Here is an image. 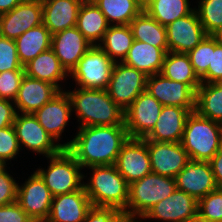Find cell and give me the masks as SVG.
Returning <instances> with one entry per match:
<instances>
[{"label": "cell", "mask_w": 222, "mask_h": 222, "mask_svg": "<svg viewBox=\"0 0 222 222\" xmlns=\"http://www.w3.org/2000/svg\"><path fill=\"white\" fill-rule=\"evenodd\" d=\"M129 135L125 126L79 127L72 140L63 143L82 168L113 165Z\"/></svg>", "instance_id": "6da1fadb"}, {"label": "cell", "mask_w": 222, "mask_h": 222, "mask_svg": "<svg viewBox=\"0 0 222 222\" xmlns=\"http://www.w3.org/2000/svg\"><path fill=\"white\" fill-rule=\"evenodd\" d=\"M79 127L125 126V112L111 99L107 89L75 88L66 91Z\"/></svg>", "instance_id": "7a4b0ae2"}, {"label": "cell", "mask_w": 222, "mask_h": 222, "mask_svg": "<svg viewBox=\"0 0 222 222\" xmlns=\"http://www.w3.org/2000/svg\"><path fill=\"white\" fill-rule=\"evenodd\" d=\"M89 182L83 183L93 206L115 207L124 211L129 199V184L115 164L92 166Z\"/></svg>", "instance_id": "3957f363"}, {"label": "cell", "mask_w": 222, "mask_h": 222, "mask_svg": "<svg viewBox=\"0 0 222 222\" xmlns=\"http://www.w3.org/2000/svg\"><path fill=\"white\" fill-rule=\"evenodd\" d=\"M192 160L210 161L222 148V124L189 114L180 142Z\"/></svg>", "instance_id": "277c9868"}, {"label": "cell", "mask_w": 222, "mask_h": 222, "mask_svg": "<svg viewBox=\"0 0 222 222\" xmlns=\"http://www.w3.org/2000/svg\"><path fill=\"white\" fill-rule=\"evenodd\" d=\"M177 189L175 178L149 173L129 185V199L123 211L128 222H138L158 202ZM138 217V218H137Z\"/></svg>", "instance_id": "5b68a950"}, {"label": "cell", "mask_w": 222, "mask_h": 222, "mask_svg": "<svg viewBox=\"0 0 222 222\" xmlns=\"http://www.w3.org/2000/svg\"><path fill=\"white\" fill-rule=\"evenodd\" d=\"M48 159L50 165L47 170L41 168L35 172L42 178L53 197L72 193L83 187V168L67 148L49 156Z\"/></svg>", "instance_id": "8992f818"}, {"label": "cell", "mask_w": 222, "mask_h": 222, "mask_svg": "<svg viewBox=\"0 0 222 222\" xmlns=\"http://www.w3.org/2000/svg\"><path fill=\"white\" fill-rule=\"evenodd\" d=\"M114 64L98 45H92L69 74L77 87L107 89Z\"/></svg>", "instance_id": "52a82bcc"}, {"label": "cell", "mask_w": 222, "mask_h": 222, "mask_svg": "<svg viewBox=\"0 0 222 222\" xmlns=\"http://www.w3.org/2000/svg\"><path fill=\"white\" fill-rule=\"evenodd\" d=\"M147 75L122 62H115L107 91L111 99L125 112L132 102L146 90Z\"/></svg>", "instance_id": "ba28073f"}, {"label": "cell", "mask_w": 222, "mask_h": 222, "mask_svg": "<svg viewBox=\"0 0 222 222\" xmlns=\"http://www.w3.org/2000/svg\"><path fill=\"white\" fill-rule=\"evenodd\" d=\"M18 143L21 146L27 147L33 152L43 154L49 157L59 153L63 147L61 143H56L55 140L41 126L36 117L29 113H17L13 123Z\"/></svg>", "instance_id": "9c48e42d"}, {"label": "cell", "mask_w": 222, "mask_h": 222, "mask_svg": "<svg viewBox=\"0 0 222 222\" xmlns=\"http://www.w3.org/2000/svg\"><path fill=\"white\" fill-rule=\"evenodd\" d=\"M163 105L146 90L126 109L124 123L130 138H144L155 126Z\"/></svg>", "instance_id": "30bf717a"}, {"label": "cell", "mask_w": 222, "mask_h": 222, "mask_svg": "<svg viewBox=\"0 0 222 222\" xmlns=\"http://www.w3.org/2000/svg\"><path fill=\"white\" fill-rule=\"evenodd\" d=\"M52 198L48 187L35 171L23 185H18L17 203L34 222L46 221Z\"/></svg>", "instance_id": "8fae6325"}, {"label": "cell", "mask_w": 222, "mask_h": 222, "mask_svg": "<svg viewBox=\"0 0 222 222\" xmlns=\"http://www.w3.org/2000/svg\"><path fill=\"white\" fill-rule=\"evenodd\" d=\"M146 91L163 106L195 108L196 91L185 83L172 81L161 73L149 75Z\"/></svg>", "instance_id": "7c38bea8"}, {"label": "cell", "mask_w": 222, "mask_h": 222, "mask_svg": "<svg viewBox=\"0 0 222 222\" xmlns=\"http://www.w3.org/2000/svg\"><path fill=\"white\" fill-rule=\"evenodd\" d=\"M115 166L129 185L151 173L147 141L129 138L120 149Z\"/></svg>", "instance_id": "4fadbf2b"}, {"label": "cell", "mask_w": 222, "mask_h": 222, "mask_svg": "<svg viewBox=\"0 0 222 222\" xmlns=\"http://www.w3.org/2000/svg\"><path fill=\"white\" fill-rule=\"evenodd\" d=\"M42 23V0H23L11 11L0 15V36L15 40Z\"/></svg>", "instance_id": "5bb4252c"}, {"label": "cell", "mask_w": 222, "mask_h": 222, "mask_svg": "<svg viewBox=\"0 0 222 222\" xmlns=\"http://www.w3.org/2000/svg\"><path fill=\"white\" fill-rule=\"evenodd\" d=\"M207 35L195 9L166 26L169 52L188 53Z\"/></svg>", "instance_id": "9a60e30c"}, {"label": "cell", "mask_w": 222, "mask_h": 222, "mask_svg": "<svg viewBox=\"0 0 222 222\" xmlns=\"http://www.w3.org/2000/svg\"><path fill=\"white\" fill-rule=\"evenodd\" d=\"M198 201L184 191L176 189L170 196L153 206L142 218L164 222H197Z\"/></svg>", "instance_id": "2e32d148"}, {"label": "cell", "mask_w": 222, "mask_h": 222, "mask_svg": "<svg viewBox=\"0 0 222 222\" xmlns=\"http://www.w3.org/2000/svg\"><path fill=\"white\" fill-rule=\"evenodd\" d=\"M151 171L161 176L175 178L190 160L180 142L147 141Z\"/></svg>", "instance_id": "e0dca14e"}, {"label": "cell", "mask_w": 222, "mask_h": 222, "mask_svg": "<svg viewBox=\"0 0 222 222\" xmlns=\"http://www.w3.org/2000/svg\"><path fill=\"white\" fill-rule=\"evenodd\" d=\"M178 190L193 196L197 201L217 189L209 161L190 159L175 177Z\"/></svg>", "instance_id": "ac0fdd59"}, {"label": "cell", "mask_w": 222, "mask_h": 222, "mask_svg": "<svg viewBox=\"0 0 222 222\" xmlns=\"http://www.w3.org/2000/svg\"><path fill=\"white\" fill-rule=\"evenodd\" d=\"M92 44L76 26L52 35L51 48L65 70L70 73Z\"/></svg>", "instance_id": "d6986e66"}, {"label": "cell", "mask_w": 222, "mask_h": 222, "mask_svg": "<svg viewBox=\"0 0 222 222\" xmlns=\"http://www.w3.org/2000/svg\"><path fill=\"white\" fill-rule=\"evenodd\" d=\"M195 108L163 106L154 128L144 137L146 141L181 142L187 118Z\"/></svg>", "instance_id": "ffe728a7"}, {"label": "cell", "mask_w": 222, "mask_h": 222, "mask_svg": "<svg viewBox=\"0 0 222 222\" xmlns=\"http://www.w3.org/2000/svg\"><path fill=\"white\" fill-rule=\"evenodd\" d=\"M72 112L70 98L67 92L62 90L33 115L46 132L58 142Z\"/></svg>", "instance_id": "44dd1931"}, {"label": "cell", "mask_w": 222, "mask_h": 222, "mask_svg": "<svg viewBox=\"0 0 222 222\" xmlns=\"http://www.w3.org/2000/svg\"><path fill=\"white\" fill-rule=\"evenodd\" d=\"M92 206L84 186L72 193L56 195L45 222H83Z\"/></svg>", "instance_id": "7402d4cb"}, {"label": "cell", "mask_w": 222, "mask_h": 222, "mask_svg": "<svg viewBox=\"0 0 222 222\" xmlns=\"http://www.w3.org/2000/svg\"><path fill=\"white\" fill-rule=\"evenodd\" d=\"M60 91L52 84L24 75L16 99L15 107L21 113L33 114L43 107Z\"/></svg>", "instance_id": "603a6c76"}, {"label": "cell", "mask_w": 222, "mask_h": 222, "mask_svg": "<svg viewBox=\"0 0 222 222\" xmlns=\"http://www.w3.org/2000/svg\"><path fill=\"white\" fill-rule=\"evenodd\" d=\"M80 0H42L43 24L53 35L76 26Z\"/></svg>", "instance_id": "cb8c5ba5"}, {"label": "cell", "mask_w": 222, "mask_h": 222, "mask_svg": "<svg viewBox=\"0 0 222 222\" xmlns=\"http://www.w3.org/2000/svg\"><path fill=\"white\" fill-rule=\"evenodd\" d=\"M25 75L54 85L62 91L59 81L66 80L69 73L62 66L52 48L43 51L24 66ZM65 78V79H64Z\"/></svg>", "instance_id": "d4e9b609"}, {"label": "cell", "mask_w": 222, "mask_h": 222, "mask_svg": "<svg viewBox=\"0 0 222 222\" xmlns=\"http://www.w3.org/2000/svg\"><path fill=\"white\" fill-rule=\"evenodd\" d=\"M165 55L166 52L159 47L134 40L122 63L149 76L161 72Z\"/></svg>", "instance_id": "484cf974"}, {"label": "cell", "mask_w": 222, "mask_h": 222, "mask_svg": "<svg viewBox=\"0 0 222 222\" xmlns=\"http://www.w3.org/2000/svg\"><path fill=\"white\" fill-rule=\"evenodd\" d=\"M52 34L42 23L15 39L19 60L24 67L37 55L51 48Z\"/></svg>", "instance_id": "4316f807"}, {"label": "cell", "mask_w": 222, "mask_h": 222, "mask_svg": "<svg viewBox=\"0 0 222 222\" xmlns=\"http://www.w3.org/2000/svg\"><path fill=\"white\" fill-rule=\"evenodd\" d=\"M109 26L106 17L94 2L82 3L76 27L92 45L102 41Z\"/></svg>", "instance_id": "83f0119b"}, {"label": "cell", "mask_w": 222, "mask_h": 222, "mask_svg": "<svg viewBox=\"0 0 222 222\" xmlns=\"http://www.w3.org/2000/svg\"><path fill=\"white\" fill-rule=\"evenodd\" d=\"M172 81H178L191 86L195 91L201 85V80L194 72L187 53L167 52L160 72Z\"/></svg>", "instance_id": "f1b7e54d"}, {"label": "cell", "mask_w": 222, "mask_h": 222, "mask_svg": "<svg viewBox=\"0 0 222 222\" xmlns=\"http://www.w3.org/2000/svg\"><path fill=\"white\" fill-rule=\"evenodd\" d=\"M130 27L134 40L159 47L166 53L169 51L166 26L161 25L145 11H142L130 22Z\"/></svg>", "instance_id": "f546056e"}, {"label": "cell", "mask_w": 222, "mask_h": 222, "mask_svg": "<svg viewBox=\"0 0 222 222\" xmlns=\"http://www.w3.org/2000/svg\"><path fill=\"white\" fill-rule=\"evenodd\" d=\"M195 111L202 117L222 124V82L201 83L196 91Z\"/></svg>", "instance_id": "4dcf8cb0"}, {"label": "cell", "mask_w": 222, "mask_h": 222, "mask_svg": "<svg viewBox=\"0 0 222 222\" xmlns=\"http://www.w3.org/2000/svg\"><path fill=\"white\" fill-rule=\"evenodd\" d=\"M133 41L134 37L130 25H114L109 26L102 41L97 45L114 62H117V60L122 62L130 50Z\"/></svg>", "instance_id": "1f68e13d"}, {"label": "cell", "mask_w": 222, "mask_h": 222, "mask_svg": "<svg viewBox=\"0 0 222 222\" xmlns=\"http://www.w3.org/2000/svg\"><path fill=\"white\" fill-rule=\"evenodd\" d=\"M110 26L130 25L142 10L135 0H94ZM115 23V24H114Z\"/></svg>", "instance_id": "d6a6232c"}, {"label": "cell", "mask_w": 222, "mask_h": 222, "mask_svg": "<svg viewBox=\"0 0 222 222\" xmlns=\"http://www.w3.org/2000/svg\"><path fill=\"white\" fill-rule=\"evenodd\" d=\"M193 10L194 8H190L189 0H155L145 12L161 25L167 26Z\"/></svg>", "instance_id": "836d02e7"}, {"label": "cell", "mask_w": 222, "mask_h": 222, "mask_svg": "<svg viewBox=\"0 0 222 222\" xmlns=\"http://www.w3.org/2000/svg\"><path fill=\"white\" fill-rule=\"evenodd\" d=\"M197 222H222V188L198 200Z\"/></svg>", "instance_id": "e575fe53"}, {"label": "cell", "mask_w": 222, "mask_h": 222, "mask_svg": "<svg viewBox=\"0 0 222 222\" xmlns=\"http://www.w3.org/2000/svg\"><path fill=\"white\" fill-rule=\"evenodd\" d=\"M195 8L199 20L208 35L222 26V0H200Z\"/></svg>", "instance_id": "d590c367"}, {"label": "cell", "mask_w": 222, "mask_h": 222, "mask_svg": "<svg viewBox=\"0 0 222 222\" xmlns=\"http://www.w3.org/2000/svg\"><path fill=\"white\" fill-rule=\"evenodd\" d=\"M214 51V37L207 35L193 50L189 51L190 62L194 72L201 78L208 70Z\"/></svg>", "instance_id": "8d00e7d4"}, {"label": "cell", "mask_w": 222, "mask_h": 222, "mask_svg": "<svg viewBox=\"0 0 222 222\" xmlns=\"http://www.w3.org/2000/svg\"><path fill=\"white\" fill-rule=\"evenodd\" d=\"M7 70H24V67L19 60L15 40L0 36V72Z\"/></svg>", "instance_id": "74e56055"}, {"label": "cell", "mask_w": 222, "mask_h": 222, "mask_svg": "<svg viewBox=\"0 0 222 222\" xmlns=\"http://www.w3.org/2000/svg\"><path fill=\"white\" fill-rule=\"evenodd\" d=\"M24 75V70L0 72V99H7L14 102Z\"/></svg>", "instance_id": "f35d334b"}, {"label": "cell", "mask_w": 222, "mask_h": 222, "mask_svg": "<svg viewBox=\"0 0 222 222\" xmlns=\"http://www.w3.org/2000/svg\"><path fill=\"white\" fill-rule=\"evenodd\" d=\"M20 146L16 136L14 126H8L0 129V160L6 164V161L12 160L19 154Z\"/></svg>", "instance_id": "ab89813d"}, {"label": "cell", "mask_w": 222, "mask_h": 222, "mask_svg": "<svg viewBox=\"0 0 222 222\" xmlns=\"http://www.w3.org/2000/svg\"><path fill=\"white\" fill-rule=\"evenodd\" d=\"M83 222H128L122 210L115 207L92 206Z\"/></svg>", "instance_id": "60d3db41"}, {"label": "cell", "mask_w": 222, "mask_h": 222, "mask_svg": "<svg viewBox=\"0 0 222 222\" xmlns=\"http://www.w3.org/2000/svg\"><path fill=\"white\" fill-rule=\"evenodd\" d=\"M201 83L222 82V44L214 38V51L207 72L200 78Z\"/></svg>", "instance_id": "b9f144b4"}, {"label": "cell", "mask_w": 222, "mask_h": 222, "mask_svg": "<svg viewBox=\"0 0 222 222\" xmlns=\"http://www.w3.org/2000/svg\"><path fill=\"white\" fill-rule=\"evenodd\" d=\"M7 166L0 170V206L17 202L18 184L6 171Z\"/></svg>", "instance_id": "7bdbcfd3"}, {"label": "cell", "mask_w": 222, "mask_h": 222, "mask_svg": "<svg viewBox=\"0 0 222 222\" xmlns=\"http://www.w3.org/2000/svg\"><path fill=\"white\" fill-rule=\"evenodd\" d=\"M0 222H34L17 203L0 206Z\"/></svg>", "instance_id": "ee69618b"}, {"label": "cell", "mask_w": 222, "mask_h": 222, "mask_svg": "<svg viewBox=\"0 0 222 222\" xmlns=\"http://www.w3.org/2000/svg\"><path fill=\"white\" fill-rule=\"evenodd\" d=\"M13 101L7 99H0V129L12 126L17 110Z\"/></svg>", "instance_id": "f6af8a7d"}, {"label": "cell", "mask_w": 222, "mask_h": 222, "mask_svg": "<svg viewBox=\"0 0 222 222\" xmlns=\"http://www.w3.org/2000/svg\"><path fill=\"white\" fill-rule=\"evenodd\" d=\"M215 182L218 188H222V148L217 154L209 161Z\"/></svg>", "instance_id": "bcb514c9"}, {"label": "cell", "mask_w": 222, "mask_h": 222, "mask_svg": "<svg viewBox=\"0 0 222 222\" xmlns=\"http://www.w3.org/2000/svg\"><path fill=\"white\" fill-rule=\"evenodd\" d=\"M22 1L23 0H0V15L11 11Z\"/></svg>", "instance_id": "7dc6e473"}, {"label": "cell", "mask_w": 222, "mask_h": 222, "mask_svg": "<svg viewBox=\"0 0 222 222\" xmlns=\"http://www.w3.org/2000/svg\"><path fill=\"white\" fill-rule=\"evenodd\" d=\"M155 0H135L136 4L145 11L148 6H150Z\"/></svg>", "instance_id": "c3c4849f"}, {"label": "cell", "mask_w": 222, "mask_h": 222, "mask_svg": "<svg viewBox=\"0 0 222 222\" xmlns=\"http://www.w3.org/2000/svg\"><path fill=\"white\" fill-rule=\"evenodd\" d=\"M212 36L216 39L219 44H222V26L218 28Z\"/></svg>", "instance_id": "681fc988"}, {"label": "cell", "mask_w": 222, "mask_h": 222, "mask_svg": "<svg viewBox=\"0 0 222 222\" xmlns=\"http://www.w3.org/2000/svg\"><path fill=\"white\" fill-rule=\"evenodd\" d=\"M7 164H4L1 160H0V170H2Z\"/></svg>", "instance_id": "f907efd6"}, {"label": "cell", "mask_w": 222, "mask_h": 222, "mask_svg": "<svg viewBox=\"0 0 222 222\" xmlns=\"http://www.w3.org/2000/svg\"><path fill=\"white\" fill-rule=\"evenodd\" d=\"M82 2H93L94 0H80Z\"/></svg>", "instance_id": "816d5d0a"}]
</instances>
